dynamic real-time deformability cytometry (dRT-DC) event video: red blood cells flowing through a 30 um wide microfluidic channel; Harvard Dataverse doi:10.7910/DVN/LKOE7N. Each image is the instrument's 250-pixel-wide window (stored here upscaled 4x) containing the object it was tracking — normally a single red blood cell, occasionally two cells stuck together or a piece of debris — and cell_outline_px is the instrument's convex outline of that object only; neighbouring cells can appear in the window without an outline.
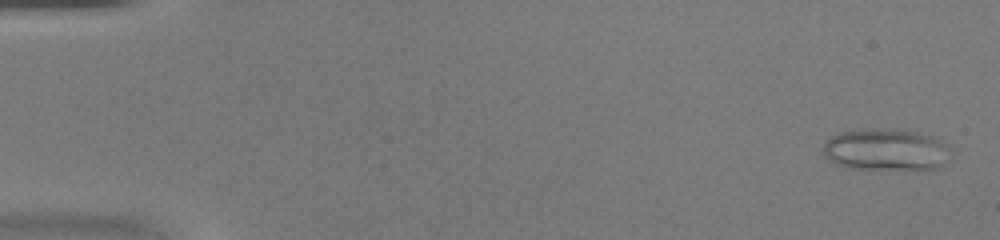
{"species": "common noctule bat (a hibernating species)", "species_latin": "Nyctalus noctula", "temperature_condition": "warm", "stored_images_in_passage": 46, "camera_frame_rate_fps": 3000, "um_per_image_px": 0.085, "animal": {"sex": "female", "body_mass_g": 20.0, "forearm_length_mm": 54.0}, "frame": {"image": 1, "passage_image": 2, "time_ms": 0.333, "image_size_px": [1000, 240], "cell_outline_px": [[944, 144], [940, 164], [932, 168], [852, 168], [840, 164], [832, 160], [824, 152], [824, 144], [832, 136], [844, 132], [916, 132], [932, 136], [940, 140]], "centroid_in_image_um": [75.21, 12.75], "position_along_channel_um": 9.8, "area_um2": 27.98}}
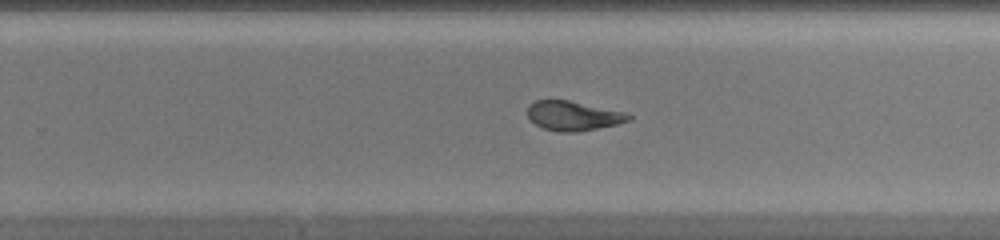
{"frame": {"image": 2, "passage_image": 30, "time_ms": 9.667, "image_size_px": [1000, 240], "cell_outline_px": [[632, 120], [616, 124], [576, 132], [560, 132], [544, 128], [528, 120], [528, 104], [536, 100], [568, 100], [624, 112], [632, 116]], "centroid_in_image_um": [48.69, 9.84], "position_along_channel_um": 281.1, "area_um2": 17.22}}
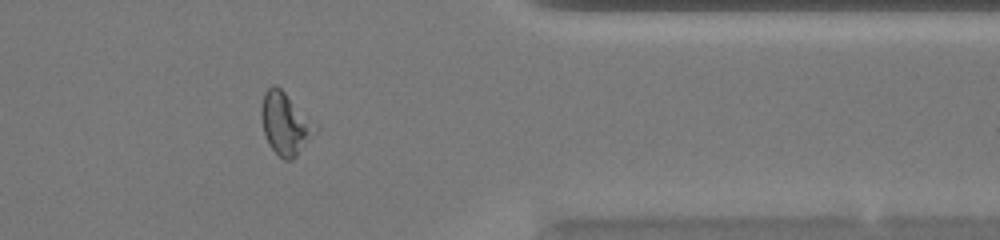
{"frame": {"image": 3, "passage_image": 38, "time_ms": 12.333, "image_size_px": [1000, 240], "cell_outline_px": [[312, 128], [296, 156], [292, 160], [284, 160], [268, 144], [264, 132], [260, 116], [260, 108], [264, 92], [272, 84], [276, 84], [284, 92]], "centroid_in_image_um": [24.04, 10.49], "position_along_channel_um": 387.4, "area_um2": 17.63}}